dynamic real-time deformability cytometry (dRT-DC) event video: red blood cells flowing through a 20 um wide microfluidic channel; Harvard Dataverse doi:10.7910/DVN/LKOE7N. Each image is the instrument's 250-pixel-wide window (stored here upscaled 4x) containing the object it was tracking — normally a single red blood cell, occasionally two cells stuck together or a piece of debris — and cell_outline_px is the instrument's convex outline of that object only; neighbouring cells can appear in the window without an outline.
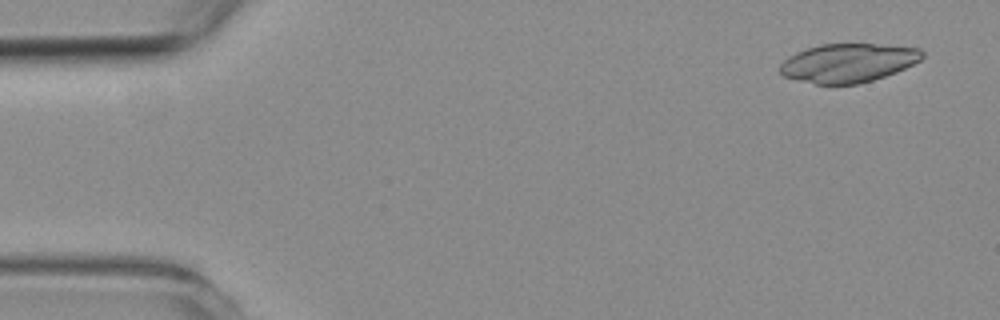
{"species": "common noctule bat (a hibernating species)", "species_latin": "Nyctalus noctula", "temperature_condition": "room temperature", "stored_images_in_passage": 8, "camera_frame_rate_fps": 3000, "um_per_image_px": 0.085, "animal": {"sex": "female", "body_mass_g": 19.3, "forearm_length_mm": 54.1}, "frame": {"image": 1, "passage_image": 3, "time_ms": 0.667, "image_size_px": [1000, 320], "cell_outline_px": [[924, 56], [920, 60], [896, 72], [872, 80], [856, 84], [816, 84], [784, 76], [780, 72], [780, 64], [788, 56], [796, 52], [820, 44], [872, 44], [920, 48], [924, 52]], "centroid_in_image_um": [72.08, 5.34], "position_along_channel_um": 12.9, "area_um2": 31.85}}